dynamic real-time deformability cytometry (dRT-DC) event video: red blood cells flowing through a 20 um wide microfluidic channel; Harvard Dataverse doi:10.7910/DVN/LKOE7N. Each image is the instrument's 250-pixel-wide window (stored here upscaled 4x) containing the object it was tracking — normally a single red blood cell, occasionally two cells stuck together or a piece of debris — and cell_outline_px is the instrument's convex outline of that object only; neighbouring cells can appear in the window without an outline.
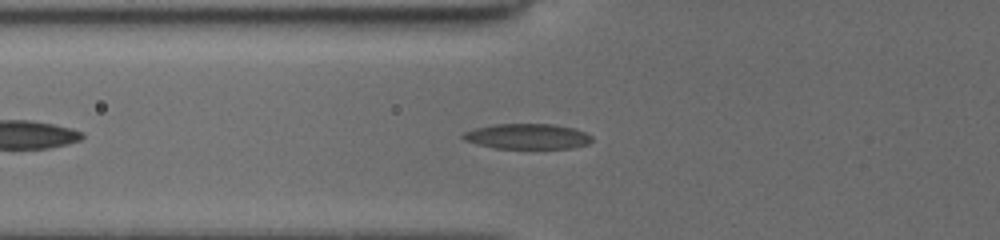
{"species": "common noctule bat (a hibernating species)", "species_latin": "Nyctalus noctula", "temperature_condition": "cold", "stored_images_in_passage": 31, "camera_frame_rate_fps": 3000, "um_per_image_px": 0.085, "animal": {"sex": "female", "body_mass_g": 19.5, "forearm_length_mm": 54.1}, "frame": {"image": 1, "passage_image": 7, "time_ms": 2.333, "image_size_px": [1000, 240], "cell_outline_px": [[592, 140], [588, 144], [572, 148], [496, 148], [476, 144], [464, 140], [460, 136], [464, 132], [476, 128], [496, 124], [552, 124], [572, 128], [584, 132], [592, 136]], "centroid_in_image_um": [44.81, 11.59], "position_along_channel_um": 81.0, "area_um2": 18.9}}
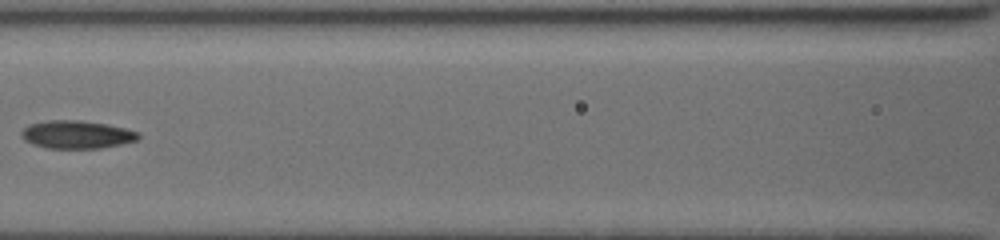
{"frame": {"image": 2, "passage_image": 11, "time_ms": 4.333, "image_size_px": [1000, 240], "cell_outline_px": [[140, 136], [136, 140], [120, 144], [100, 148], [48, 148], [32, 144], [24, 140], [20, 136], [20, 132], [28, 124], [48, 120], [80, 120], [104, 124], [124, 128], [140, 132]], "centroid_in_image_um": [6.47, 11.43], "position_along_channel_um": 160.1, "area_um2": 19.02}}
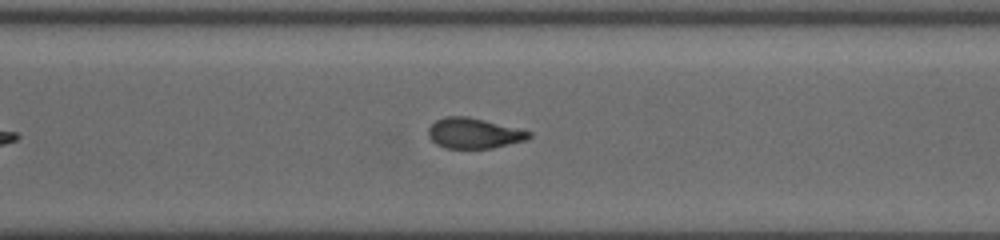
{"frame": {"image": 3, "passage_image": 22, "time_ms": 8.667, "image_size_px": [1000, 240], "cell_outline_px": [[532, 136], [528, 140], [492, 148], [444, 148], [436, 144], [428, 136], [428, 128], [436, 120], [444, 116], [468, 116], [532, 132]], "centroid_in_image_um": [40.27, 11.33], "position_along_channel_um": 330.3, "area_um2": 17.86}, "authors_computed_cell_mechanics": {"area_um2": 18.4382, "velocity_mm_per_s": 3.9428, "shape_relaxation_time_tau1_ms": 8.4524, "shape_relaxation_time_tau2_ms": 3.1699, "deformation_change_tau1": 0.2234, "deformation_change_tau2": 0.1058}}